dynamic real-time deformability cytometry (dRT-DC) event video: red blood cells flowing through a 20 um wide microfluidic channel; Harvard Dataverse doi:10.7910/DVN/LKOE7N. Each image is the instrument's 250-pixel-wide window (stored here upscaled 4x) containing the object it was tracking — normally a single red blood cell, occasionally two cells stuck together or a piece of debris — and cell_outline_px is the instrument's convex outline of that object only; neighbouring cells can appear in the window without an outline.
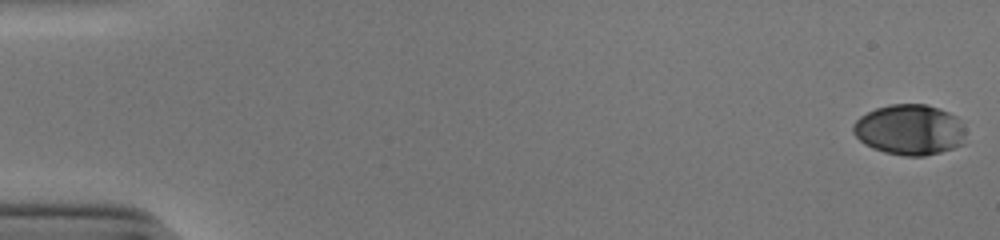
{"species": "human", "species_latin": "Homo sapiens", "temperature_condition": "cold", "stored_images_in_passage": 54, "camera_frame_rate_fps": 3000, "um_per_image_px": 0.085, "donor": {"sex": "male"}, "frame": {"image": 1, "passage_image": 1, "time_ms": 0.0, "image_size_px": [1000, 240], "cell_outline_px": [[964, 144], [940, 152], [924, 156], [904, 156], [884, 152], [872, 148], [864, 144], [852, 132], [852, 124], [860, 116], [876, 108], [888, 104], [924, 104], [948, 112], [956, 116], [964, 128]], "centroid_in_image_um": [77.29, 11.03], "position_along_channel_um": 7.7, "area_um2": 33.18}}
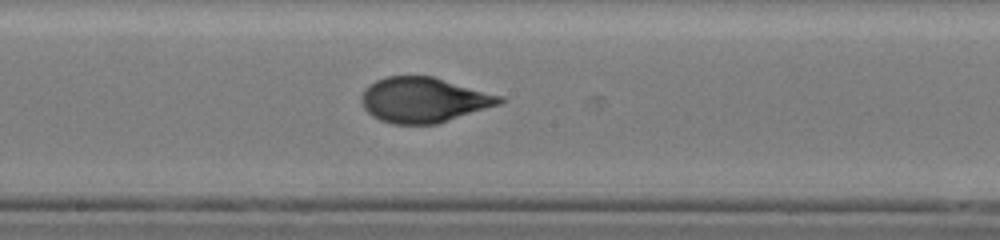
{"frame": {"image": 2, "passage_image": 30, "time_ms": 9.667, "image_size_px": [1000, 240], "cell_outline_px": [[504, 100], [500, 104], [436, 124], [392, 124], [380, 120], [372, 116], [364, 108], [360, 100], [360, 96], [364, 88], [368, 84], [376, 80], [388, 76], [432, 76], [504, 96]], "centroid_in_image_um": [35.98, 8.49], "position_along_channel_um": 212.2, "area_um2": 36.41}}
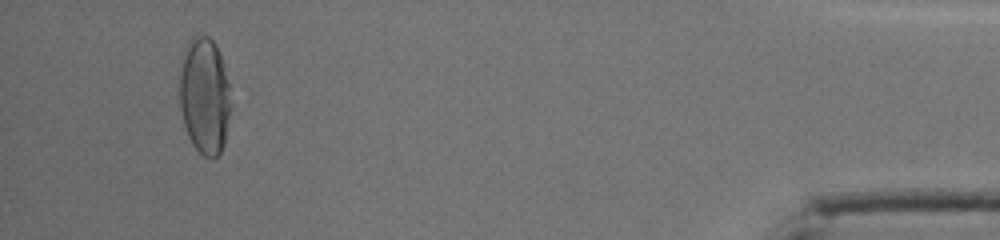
{"frame": {"image": 3, "passage_image": 51, "time_ms": 16.667, "image_size_px": [1000, 240], "cell_outline_px": [[232, 108], [224, 144], [220, 152], [212, 160], [204, 156], [192, 144], [188, 136], [184, 124], [180, 108], [180, 56], [188, 40], [192, 36], [208, 36], [216, 44], [220, 56], [228, 84], [232, 104]], "centroid_in_image_um": [17.38, 8.15], "position_along_channel_um": 417.8, "area_um2": 35.32}, "authors_computed_cell_mechanics": {"area_um2": 35.8938, "velocity_mm_per_s": 3.885, "shape_relaxation_time_tau1_ms": 4.7573, "shape_relaxation_time_tau2_ms": null, "deformation_change_tau1": 0.2024, "deformation_change_tau2": null}}